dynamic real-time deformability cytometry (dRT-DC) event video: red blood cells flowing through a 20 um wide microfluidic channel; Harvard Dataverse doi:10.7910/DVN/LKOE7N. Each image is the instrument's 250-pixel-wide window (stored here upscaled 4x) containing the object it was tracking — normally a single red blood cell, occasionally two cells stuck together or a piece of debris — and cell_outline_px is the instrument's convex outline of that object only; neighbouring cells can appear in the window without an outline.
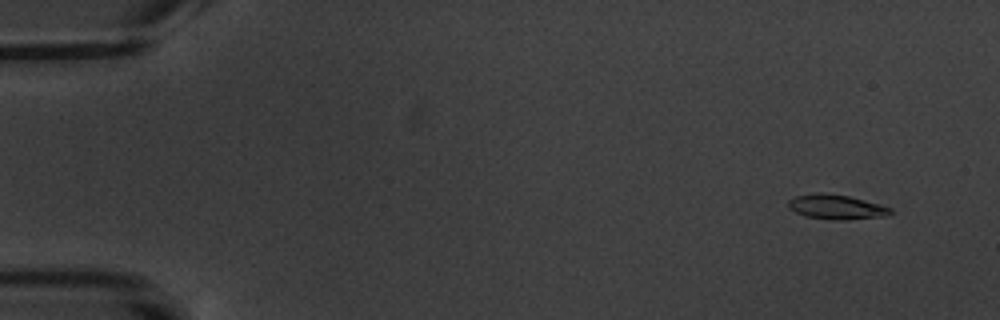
{"species": "common noctule bat (a hibernating species)", "species_latin": "Nyctalus noctula", "temperature_condition": "warm", "stored_images_in_passage": 6, "camera_frame_rate_fps": 3000, "um_per_image_px": 0.085, "animal": {"sex": "male", "body_mass_g": 20.1, "forearm_length_mm": 53.5}, "frame": {"image": 1, "passage_image": 2, "time_ms": 1.333, "image_size_px": [1000, 320], "cell_outline_px": [[892, 212], [884, 216], [840, 220], [836, 220], [804, 216], [788, 208], [788, 200], [796, 196], [816, 192], [820, 192], [848, 196], [880, 204], [892, 208]], "centroid_in_image_um": [71.05, 17.58], "position_along_channel_um": 13.9, "area_um2": 14.57}}
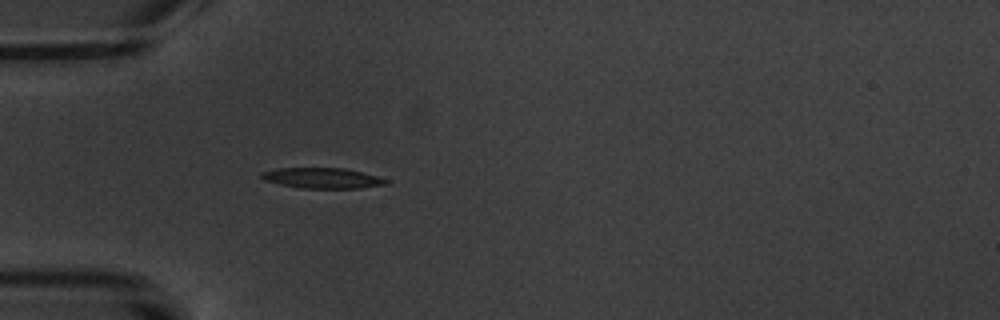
{"frame": {"image": 2, "passage_image": 6, "time_ms": 6.0, "image_size_px": [1000, 320], "cell_outline_px": [[388, 184], [360, 188], [300, 188], [280, 184], [264, 180], [260, 176], [260, 172], [276, 168], [344, 168], [376, 176], [388, 180]], "centroid_in_image_um": [27.36, 15.13], "position_along_channel_um": 57.6, "area_um2": 14.8}}